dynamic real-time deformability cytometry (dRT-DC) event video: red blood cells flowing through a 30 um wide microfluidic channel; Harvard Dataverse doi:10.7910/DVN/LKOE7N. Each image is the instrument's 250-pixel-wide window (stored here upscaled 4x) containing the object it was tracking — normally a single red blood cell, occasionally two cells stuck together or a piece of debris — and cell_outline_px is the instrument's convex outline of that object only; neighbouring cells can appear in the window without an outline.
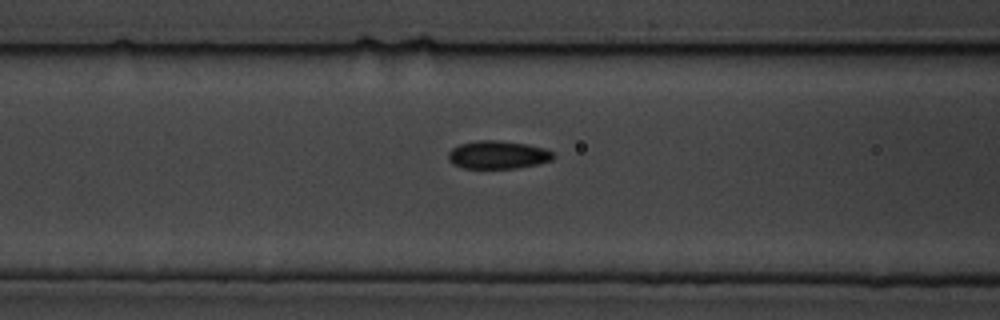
{"species": "common noctule bat (a hibernating species)", "species_latin": "Nyctalus noctula", "temperature_condition": "cold", "stored_images_in_passage": 7, "camera_frame_rate_fps": 3000, "um_per_image_px": 0.085, "animal": {"sex": "male", "body_mass_g": 19.5, "forearm_length_mm": 54.6}, "frame": {"image": 1, "passage_image": 5, "time_ms": 5.333, "image_size_px": [1000, 320], "cell_outline_px": [[556, 156], [552, 160], [536, 164], [516, 168], [464, 168], [452, 164], [448, 160], [448, 152], [452, 148], [460, 144], [476, 140], [496, 140], [528, 144], [544, 148], [552, 152]], "centroid_in_image_um": [42.3, 13.15], "position_along_channel_um": 124.3, "area_um2": 17.22}}
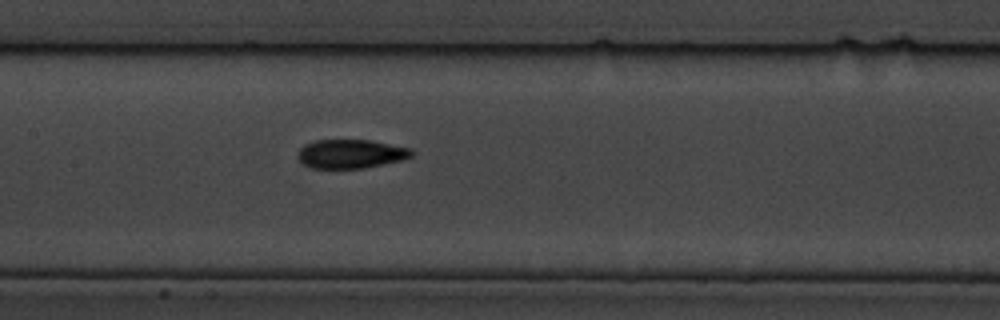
{"frame": {"image": 2, "passage_image": 7, "time_ms": 8.333, "image_size_px": [1000, 320], "cell_outline_px": [[412, 156], [404, 160], [364, 168], [308, 168], [296, 156], [300, 148], [304, 144], [316, 140], [368, 140], [412, 148]], "centroid_in_image_um": [29.81, 13.08], "position_along_channel_um": 177.6, "area_um2": 19.25}}